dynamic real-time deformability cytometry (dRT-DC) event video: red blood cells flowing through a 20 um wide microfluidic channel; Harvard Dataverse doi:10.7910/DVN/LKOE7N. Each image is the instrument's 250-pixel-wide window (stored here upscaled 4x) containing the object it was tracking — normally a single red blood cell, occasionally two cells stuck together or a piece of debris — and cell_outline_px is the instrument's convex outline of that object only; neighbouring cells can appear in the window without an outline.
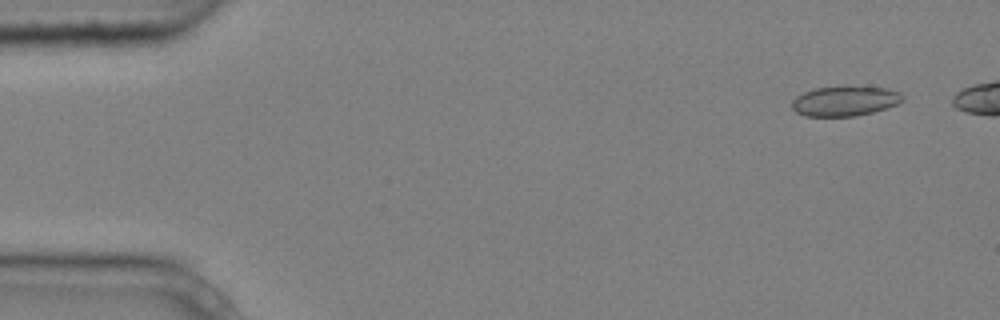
{"species": "common noctule bat (a hibernating species)", "species_latin": "Nyctalus noctula", "temperature_condition": "cold", "stored_images_in_passage": 7, "camera_frame_rate_fps": 3000, "um_per_image_px": 0.085, "animal": {"sex": "male", "body_mass_g": 20.4}, "frame": {"image": 1, "passage_image": 1, "time_ms": 0.0, "image_size_px": [1000, 320], "cell_outline_px": [[904, 100], [888, 108], [856, 116], [804, 116], [796, 112], [792, 108], [792, 100], [796, 96], [812, 88], [888, 88], [900, 92], [904, 96]], "centroid_in_image_um": [71.81, 8.61], "position_along_channel_um": 13.2, "area_um2": 18.96}}
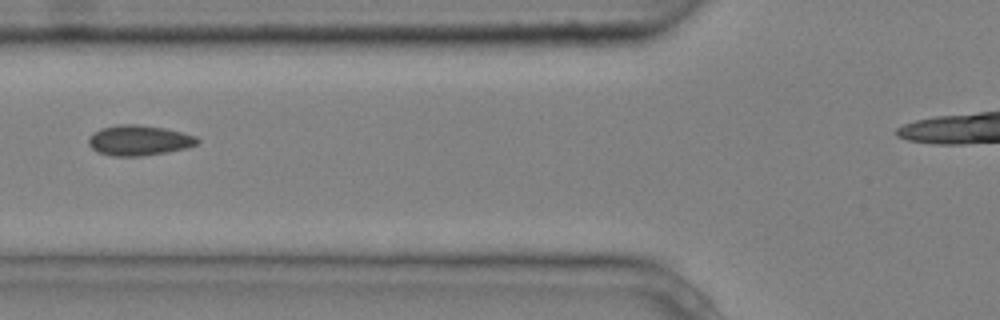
{"frame": {"image": 2, "passage_image": 5, "time_ms": 1.333, "image_size_px": [1000, 320], "cell_outline_px": [[200, 140], [196, 144], [188, 148], [168, 152], [140, 156], [112, 156], [96, 152], [88, 144], [88, 140], [100, 128], [120, 124], [140, 124], [164, 128], [196, 136]], "centroid_in_image_um": [11.82, 11.93], "position_along_channel_um": 114.0, "area_um2": 19.19}}